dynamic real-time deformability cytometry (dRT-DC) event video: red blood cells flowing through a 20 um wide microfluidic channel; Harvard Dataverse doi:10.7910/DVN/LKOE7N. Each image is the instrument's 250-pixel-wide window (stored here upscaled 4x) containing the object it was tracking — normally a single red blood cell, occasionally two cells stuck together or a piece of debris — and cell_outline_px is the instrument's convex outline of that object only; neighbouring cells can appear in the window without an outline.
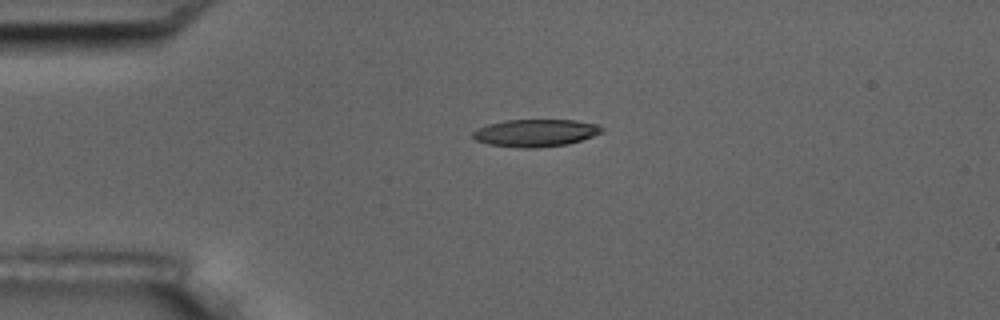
{"species": "common noctule bat (a hibernating species)", "species_latin": "Nyctalus noctula", "temperature_condition": "room temperature", "stored_images_in_passage": 2, "camera_frame_rate_fps": 3000, "um_per_image_px": 0.085, "animal": {"sex": "male", "body_mass_g": 17.5, "forearm_length_mm": 52.3}, "frame": {"image": 1, "passage_image": 1, "time_ms": 0.0, "image_size_px": [1000, 320], "cell_outline_px": [[604, 132], [568, 144], [536, 148], [516, 148], [488, 144], [476, 140], [472, 136], [472, 132], [488, 124], [504, 120], [576, 120], [600, 124], [604, 128]], "centroid_in_image_um": [45.55, 11.3], "position_along_channel_um": 39.4, "area_um2": 20.75}}